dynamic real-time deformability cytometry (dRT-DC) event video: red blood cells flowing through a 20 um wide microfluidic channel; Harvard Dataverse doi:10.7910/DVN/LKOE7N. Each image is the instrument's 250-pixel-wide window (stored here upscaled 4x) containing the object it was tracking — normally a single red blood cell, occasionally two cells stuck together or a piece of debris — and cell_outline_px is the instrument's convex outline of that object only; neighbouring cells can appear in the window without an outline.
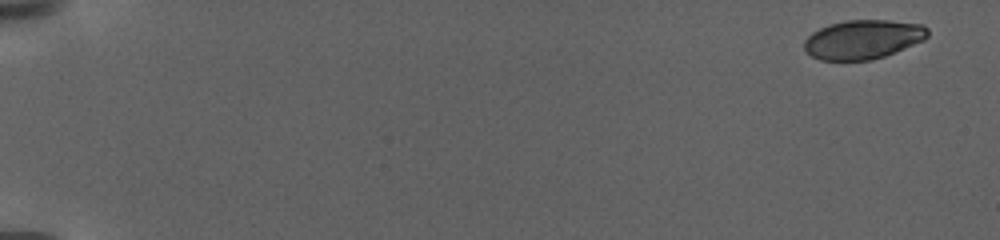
{"species": "human", "species_latin": "Homo sapiens", "temperature_condition": "warm", "stored_images_in_passage": 24, "camera_frame_rate_fps": 3000, "um_per_image_px": 0.085, "donor": {"sex": "female"}, "frame": {"image": 1, "passage_image": 1, "time_ms": 0.0, "image_size_px": [1000, 240], "cell_outline_px": [[928, 36], [924, 40], [884, 56], [868, 60], [820, 60], [812, 56], [804, 48], [804, 40], [812, 32], [820, 28], [844, 20], [888, 20], [924, 24], [928, 28]], "centroid_in_image_um": [73.37, 3.34], "position_along_channel_um": 11.6, "area_um2": 28.03}}
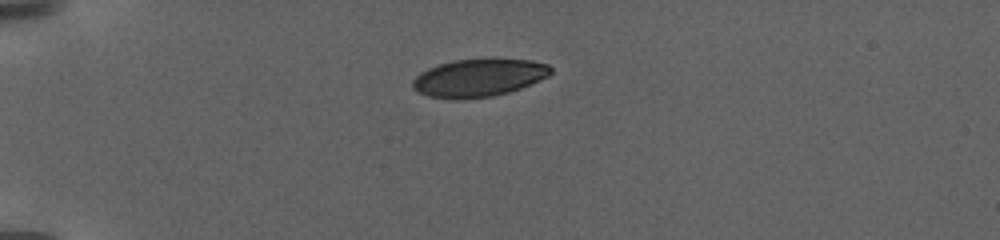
{"frame": {"image": 2, "passage_image": 17, "time_ms": 6.0, "image_size_px": [1000, 240], "cell_outline_px": [[552, 72], [548, 76], [540, 80], [520, 88], [508, 92], [492, 96], [428, 96], [412, 88], [412, 80], [420, 72], [428, 68], [440, 64], [456, 60], [528, 60], [548, 64], [552, 68]], "centroid_in_image_um": [40.72, 6.58], "position_along_channel_um": 44.3, "area_um2": 29.07}}
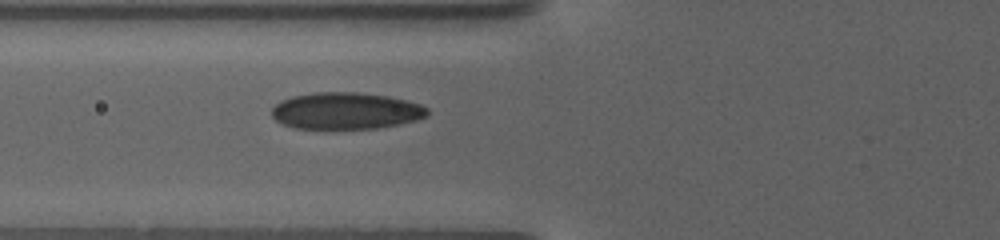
{"frame": {"image": 3, "passage_image": 24, "time_ms": 9.333, "image_size_px": [1000, 240], "cell_outline_px": [[428, 116], [400, 124], [376, 128], [296, 128], [284, 124], [276, 120], [272, 116], [272, 108], [280, 100], [292, 96], [312, 92], [356, 92], [388, 96], [420, 104], [428, 108]], "centroid_in_image_um": [29.39, 9.41], "position_along_channel_um": 96.4, "area_um2": 33.18}}